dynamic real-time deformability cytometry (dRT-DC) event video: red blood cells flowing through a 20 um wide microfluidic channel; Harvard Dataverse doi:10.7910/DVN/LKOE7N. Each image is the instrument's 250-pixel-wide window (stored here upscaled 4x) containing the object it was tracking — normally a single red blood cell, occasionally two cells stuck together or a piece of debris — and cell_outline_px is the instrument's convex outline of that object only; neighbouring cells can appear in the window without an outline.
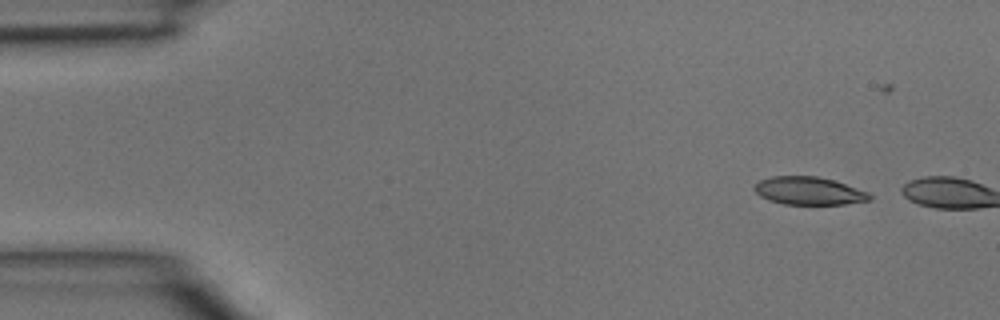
{"species": "common noctule bat (a hibernating species)", "species_latin": "Nyctalus noctula", "temperature_condition": "room temperature", "stored_images_in_passage": 2, "camera_frame_rate_fps": 3000, "um_per_image_px": 0.085, "animal": {"sex": "male", "body_mass_g": 15.6}, "frame": {"image": 1, "passage_image": 1, "time_ms": 0.0, "image_size_px": [1000, 320], "cell_outline_px": [[872, 200], [844, 204], [784, 204], [768, 200], [760, 196], [752, 188], [760, 180], [772, 176], [816, 176], [832, 180], [868, 192], [872, 196]], "centroid_in_image_um": [68.73, 16.23], "position_along_channel_um": 16.3, "area_um2": 18.61}}